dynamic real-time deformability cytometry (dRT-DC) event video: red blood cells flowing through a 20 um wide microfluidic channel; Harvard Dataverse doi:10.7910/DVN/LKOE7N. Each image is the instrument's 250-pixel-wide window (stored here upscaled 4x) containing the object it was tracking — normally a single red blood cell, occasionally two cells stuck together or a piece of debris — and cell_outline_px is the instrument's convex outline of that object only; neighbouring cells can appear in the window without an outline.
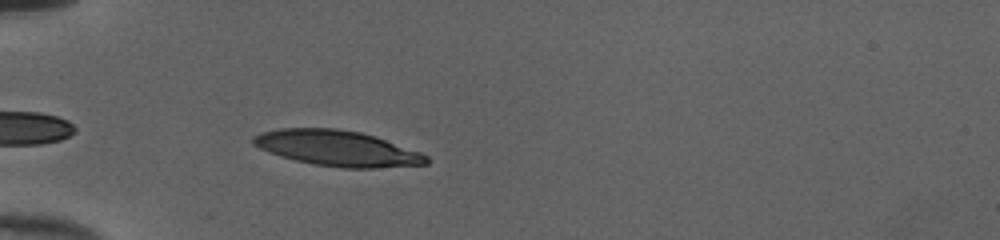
{"species": "human", "species_latin": "Homo sapiens", "temperature_condition": "cold", "stored_images_in_passage": 35, "camera_frame_rate_fps": 3000, "um_per_image_px": 0.085, "donor": {"sex": "female"}, "frame": {"image": 1, "passage_image": 3, "time_ms": 0.667, "image_size_px": [1000, 240], "cell_outline_px": [[428, 164], [376, 168], [344, 168], [312, 164], [280, 156], [268, 152], [252, 144], [252, 136], [260, 132], [280, 128], [336, 128], [360, 132], [376, 136], [420, 152], [428, 156]], "centroid_in_image_um": [28.65, 12.6], "position_along_channel_um": 56.3, "area_um2": 36.01}}
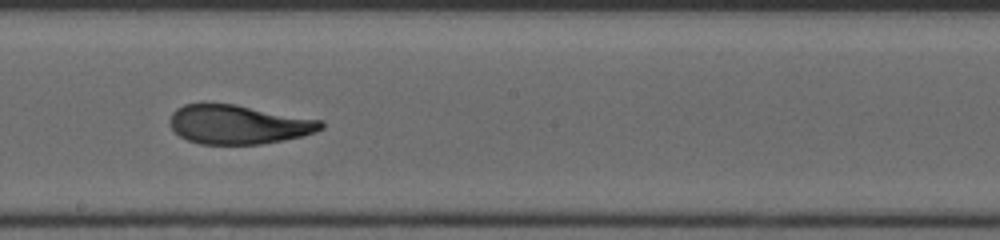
{"frame": {"image": 2, "passage_image": 17, "time_ms": 5.333, "image_size_px": [1000, 240], "cell_outline_px": [[324, 128], [316, 132], [304, 136], [284, 140], [260, 144], [200, 144], [188, 140], [180, 136], [168, 124], [168, 120], [172, 112], [176, 108], [184, 104], [204, 100], [236, 104], [324, 120]], "centroid_in_image_um": [20.24, 10.54], "position_along_channel_um": 228.0, "area_um2": 35.49}}
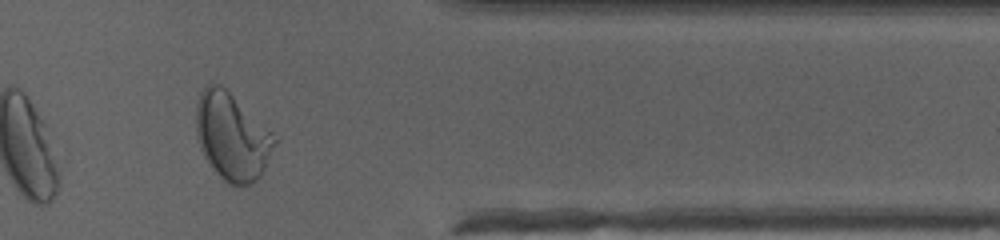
{"frame": {"image": 3, "passage_image": 30, "time_ms": 9.667, "image_size_px": [1000, 240], "cell_outline_px": [[276, 144], [260, 176], [252, 184], [228, 184], [216, 172], [204, 156], [200, 148], [196, 136], [196, 104], [200, 92], [208, 84], [220, 84], [272, 132], [276, 140]], "centroid_in_image_um": [19.7, 11.61], "position_along_channel_um": 391.7, "area_um2": 39.25}, "authors_computed_cell_mechanics": {"area_um2": 35.6048, "velocity_mm_per_s": 4.0156, "shape_relaxation_time_tau1_ms": 7.1432, "shape_relaxation_time_tau2_ms": 1.2185, "deformation_change_tau1": 0.2582, "deformation_change_tau2": 0.0871}}